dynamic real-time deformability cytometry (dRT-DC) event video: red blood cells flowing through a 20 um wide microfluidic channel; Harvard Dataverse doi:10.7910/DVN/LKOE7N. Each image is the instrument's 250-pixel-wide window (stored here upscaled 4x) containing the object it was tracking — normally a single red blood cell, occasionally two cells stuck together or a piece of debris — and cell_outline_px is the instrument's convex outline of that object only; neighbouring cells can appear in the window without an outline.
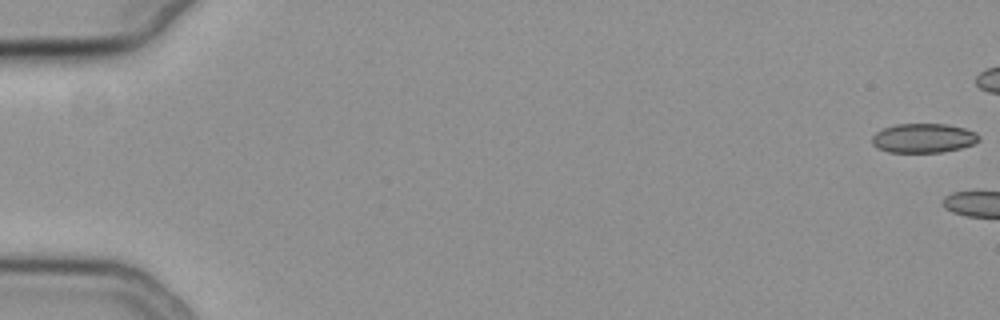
{"species": "common noctule bat (a hibernating species)", "species_latin": "Nyctalus noctula", "temperature_condition": "cold", "stored_images_in_passage": 10, "camera_frame_rate_fps": 3000, "um_per_image_px": 0.085, "animal": {"sex": "female", "body_mass_g": 19.3, "forearm_length_mm": 54.1}, "frame": {"image": 1, "passage_image": 1, "time_ms": 0.0, "image_size_px": [1000, 320], "cell_outline_px": [[980, 140], [972, 144], [960, 148], [944, 152], [888, 152], [876, 148], [872, 144], [872, 136], [876, 132], [884, 128], [896, 124], [944, 124], [964, 128], [976, 132], [980, 136]], "centroid_in_image_um": [78.48, 11.74], "position_along_channel_um": 6.5, "area_um2": 18.26}}